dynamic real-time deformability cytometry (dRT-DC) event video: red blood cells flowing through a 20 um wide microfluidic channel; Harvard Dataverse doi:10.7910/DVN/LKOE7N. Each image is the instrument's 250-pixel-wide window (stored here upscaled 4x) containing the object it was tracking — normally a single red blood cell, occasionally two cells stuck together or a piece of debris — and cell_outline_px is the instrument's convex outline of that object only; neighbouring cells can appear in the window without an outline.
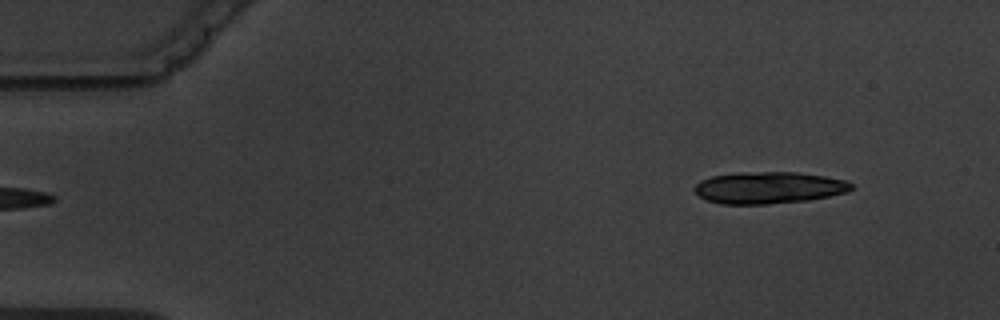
{"species": "common noctule bat (a hibernating species)", "species_latin": "Nyctalus noctula", "temperature_condition": "warm", "stored_images_in_passage": 5, "segment_of_instrument_passage": [2, 2], "camera_frame_rate_fps": 3000, "um_per_image_px": 0.085, "animal": {"sex": "male", "body_mass_g": 19.5, "forearm_length_mm": 54.6}, "frame": {"image": 1, "passage_image": 5, "time_ms": 4.333, "image_size_px": [1000, 320], "cell_outline_px": [[852, 188], [848, 192], [808, 200], [768, 204], [720, 204], [708, 200], [700, 196], [692, 188], [700, 180], [712, 176], [736, 172], [796, 172], [824, 176], [848, 180], [852, 184]], "centroid_in_image_um": [65.34, 15.95], "position_along_channel_um": 19.7, "area_um2": 29.19}}